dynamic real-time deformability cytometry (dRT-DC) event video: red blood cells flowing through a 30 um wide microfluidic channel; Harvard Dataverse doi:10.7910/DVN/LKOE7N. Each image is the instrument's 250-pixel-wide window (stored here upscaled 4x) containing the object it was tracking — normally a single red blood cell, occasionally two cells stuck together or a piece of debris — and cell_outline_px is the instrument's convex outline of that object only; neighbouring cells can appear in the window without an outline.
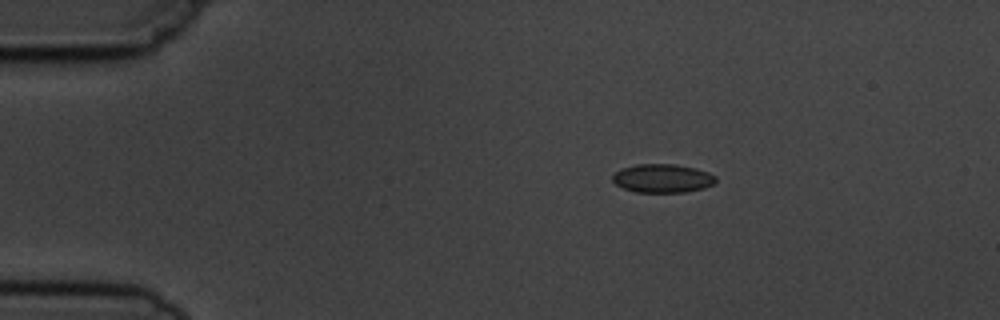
{"species": "common noctule bat (a hibernating species)", "species_latin": "Nyctalus noctula", "temperature_condition": "cold", "stored_images_in_passage": 4, "camera_frame_rate_fps": 3000, "um_per_image_px": 0.085, "animal": {"sex": "male", "body_mass_g": 19.5, "forearm_length_mm": 54.6}, "frame": {"image": 1, "passage_image": 3, "time_ms": 2.333, "image_size_px": [1000, 320], "cell_outline_px": [[716, 180], [712, 184], [704, 188], [684, 192], [636, 192], [624, 188], [616, 184], [612, 180], [612, 176], [620, 168], [636, 164], [676, 164], [696, 168], [708, 172], [716, 176]], "centroid_in_image_um": [56.31, 15.15], "position_along_channel_um": 28.7, "area_um2": 17.22}}